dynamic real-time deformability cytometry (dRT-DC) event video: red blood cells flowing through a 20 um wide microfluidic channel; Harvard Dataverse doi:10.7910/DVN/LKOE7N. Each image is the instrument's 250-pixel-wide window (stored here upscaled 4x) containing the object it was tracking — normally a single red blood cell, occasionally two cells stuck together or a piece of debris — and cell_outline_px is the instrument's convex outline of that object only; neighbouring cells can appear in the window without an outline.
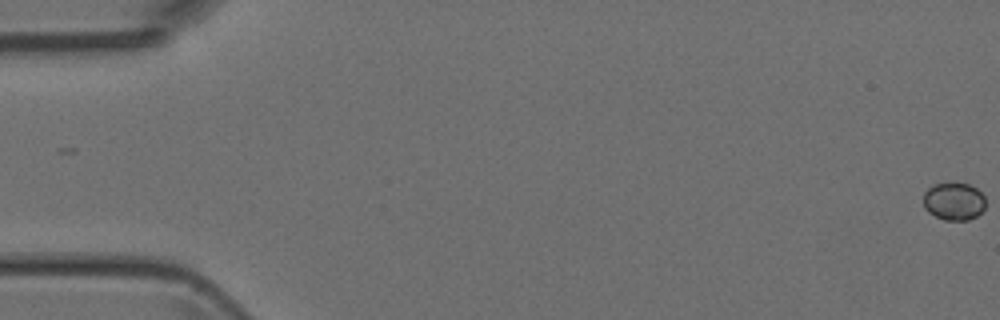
{"species": "Egyptian fruit bat (a non-hibernating species)", "species_latin": "Rousettus aegyptiacus", "temperature_condition": "room temperature", "stored_images_in_passage": 11, "camera_frame_rate_fps": 3000, "um_per_image_px": 0.085, "animal": {"sex": "female"}, "frame": {"image": 1, "passage_image": 1, "time_ms": 0.0, "image_size_px": [1000, 320], "cell_outline_px": [[984, 208], [976, 216], [968, 220], [944, 220], [928, 212], [924, 208], [924, 192], [932, 184], [968, 184], [976, 188], [984, 196]], "centroid_in_image_um": [81.06, 17.12], "position_along_channel_um": 3.9, "area_um2": 13.47}}